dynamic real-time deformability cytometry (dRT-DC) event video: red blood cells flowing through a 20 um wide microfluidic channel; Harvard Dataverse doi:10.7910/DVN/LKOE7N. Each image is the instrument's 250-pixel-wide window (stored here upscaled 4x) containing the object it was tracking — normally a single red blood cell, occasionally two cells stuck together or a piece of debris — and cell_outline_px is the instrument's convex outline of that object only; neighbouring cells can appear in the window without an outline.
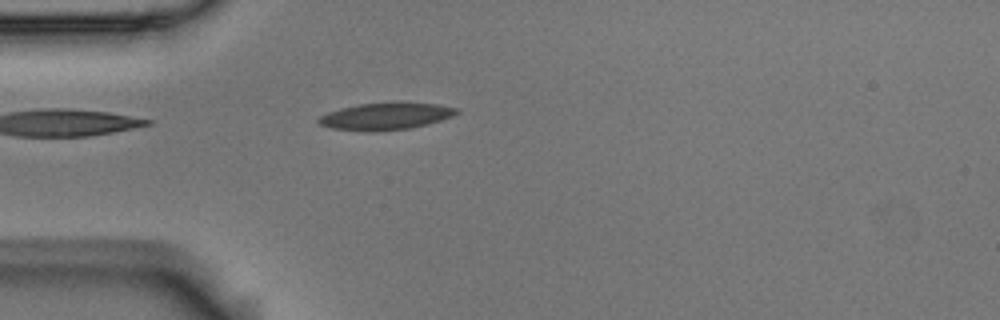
{"species": "Egyptian fruit bat (a non-hibernating species)", "species_latin": "Rousettus aegyptiacus", "temperature_condition": "room temperature", "stored_images_in_passage": 4, "camera_frame_rate_fps": 3000, "um_per_image_px": 0.085, "animal": {"sex": "male"}, "frame": {"image": 1, "passage_image": 4, "time_ms": 1.0, "image_size_px": [1000, 320], "cell_outline_px": [[460, 112], [452, 116], [428, 124], [408, 128], [372, 132], [332, 128], [320, 124], [316, 120], [320, 116], [328, 112], [340, 108], [360, 104], [436, 104], [456, 108]], "centroid_in_image_um": [32.74, 9.91], "position_along_channel_um": 52.3, "area_um2": 20.98}}